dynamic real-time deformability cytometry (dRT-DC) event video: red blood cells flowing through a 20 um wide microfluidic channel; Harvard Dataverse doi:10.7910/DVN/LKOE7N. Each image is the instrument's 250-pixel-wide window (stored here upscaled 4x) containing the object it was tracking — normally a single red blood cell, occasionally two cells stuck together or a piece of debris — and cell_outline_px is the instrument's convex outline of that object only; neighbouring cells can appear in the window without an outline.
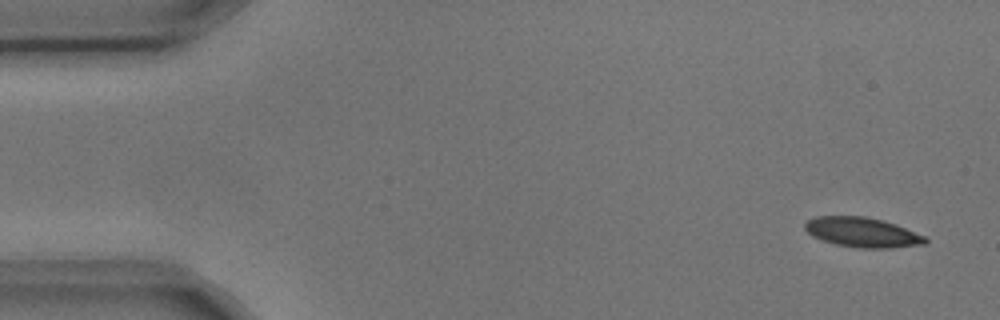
{"species": "common noctule bat (a hibernating species)", "species_latin": "Nyctalus noctula", "temperature_condition": "cold", "stored_images_in_passage": 4, "camera_frame_rate_fps": 3000, "um_per_image_px": 0.085, "animal": {"sex": "male", "body_mass_g": 17.9, "forearm_length_mm": 54.2}, "frame": {"image": 1, "passage_image": 1, "time_ms": 0.0, "image_size_px": [1000, 320], "cell_outline_px": [[928, 240], [924, 244], [892, 248], [860, 248], [836, 244], [812, 236], [804, 228], [804, 224], [808, 220], [816, 216], [864, 216], [884, 220], [896, 224], [924, 236]], "centroid_in_image_um": [73.29, 19.74], "position_along_channel_um": 11.7, "area_um2": 20.81}}
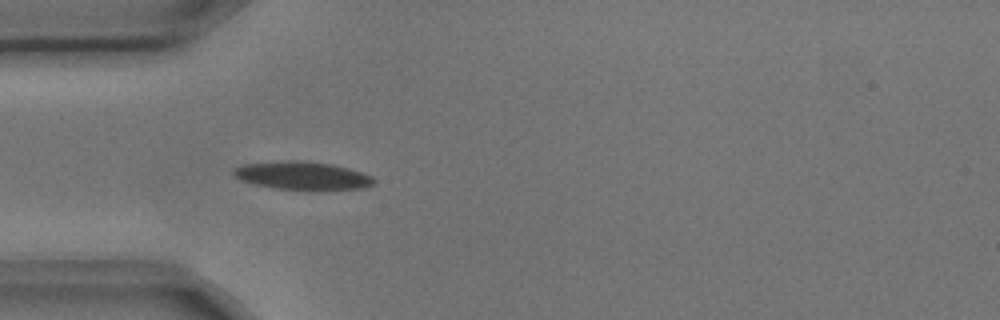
{"frame": {"image": 2, "passage_image": 4, "time_ms": 1.0, "image_size_px": [1000, 320], "cell_outline_px": [[376, 180], [372, 184], [364, 188], [320, 192], [276, 188], [256, 184], [240, 180], [232, 172], [236, 168], [244, 164], [280, 160], [304, 160], [332, 164], [348, 168], [372, 176]], "centroid_in_image_um": [25.76, 14.95], "position_along_channel_um": 59.2, "area_um2": 23.58}}